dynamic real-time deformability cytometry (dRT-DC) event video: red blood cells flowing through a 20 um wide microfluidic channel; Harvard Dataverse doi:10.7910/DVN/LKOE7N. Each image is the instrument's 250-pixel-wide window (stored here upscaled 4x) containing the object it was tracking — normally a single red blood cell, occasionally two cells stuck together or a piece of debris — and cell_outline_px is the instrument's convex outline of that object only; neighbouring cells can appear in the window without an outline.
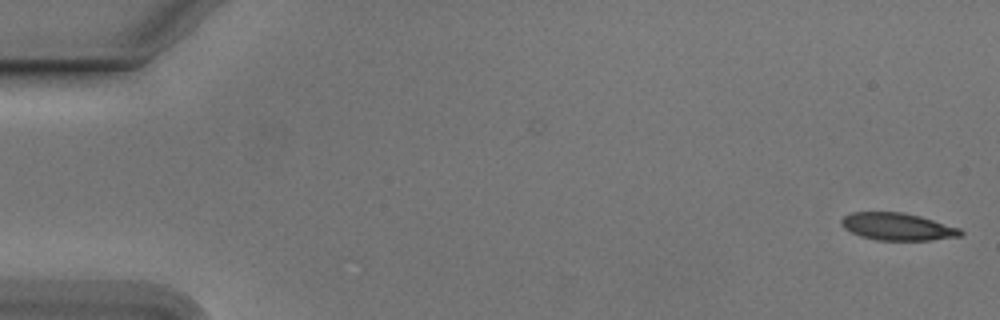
{"species": "Egyptian fruit bat (a non-hibernating species)", "species_latin": "Rousettus aegyptiacus", "temperature_condition": "cold", "stored_images_in_passage": 54, "camera_frame_rate_fps": 3000, "um_per_image_px": 0.085, "animal": {"sex": "male"}, "frame": {"image": 1, "passage_image": 1, "time_ms": 0.0, "image_size_px": [1000, 320], "cell_outline_px": [[964, 232], [960, 236], [932, 240], [876, 240], [860, 236], [844, 228], [840, 224], [840, 220], [844, 216], [852, 212], [904, 212], [920, 216], [960, 228]], "centroid_in_image_um": [76.27, 19.26], "position_along_channel_um": 8.7, "area_um2": 19.02}}
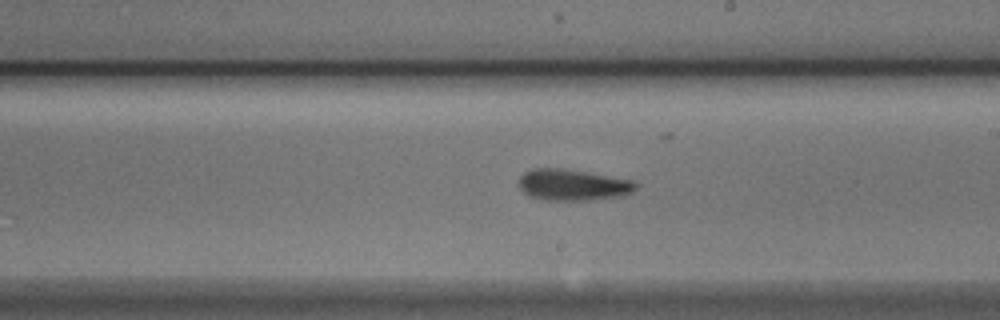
{"frame": {"image": 2, "passage_image": 31, "time_ms": 10.0, "image_size_px": [1000, 320], "cell_outline_px": [[640, 184], [632, 192], [624, 196], [588, 200], [548, 200], [528, 196], [516, 184], [520, 176], [524, 172], [532, 168], [560, 168], [588, 172], [636, 180]], "centroid_in_image_um": [48.71, 15.71], "position_along_channel_um": 240.3, "area_um2": 21.73}}
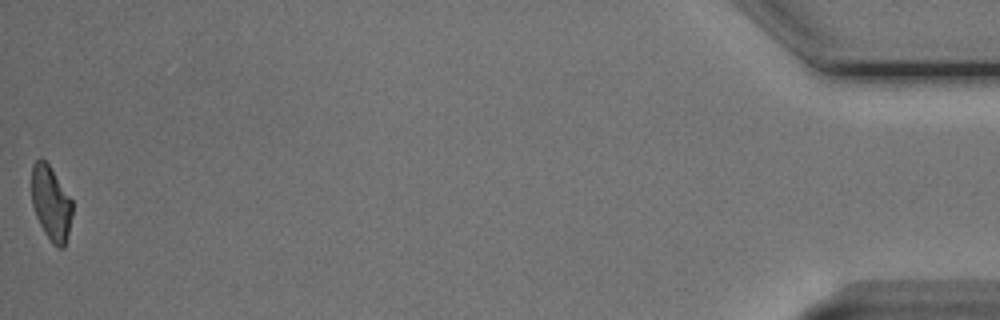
{"frame": {"image": 3, "passage_image": 54, "time_ms": 17.667, "image_size_px": [1000, 320], "cell_outline_px": [[72, 216], [64, 248], [56, 248], [52, 244], [44, 232], [36, 216], [32, 204], [32, 164], [40, 156], [48, 164], [72, 200]], "centroid_in_image_um": [4.33, 17.29], "position_along_channel_um": 430.9, "area_um2": 17.57}, "authors_computed_cell_mechanics": {"area_um2": 20.1144, "velocity_mm_per_s": 3.7683, "shape_relaxation_time_tau1_ms": 4.452, "shape_relaxation_time_tau2_ms": 6.2311, "deformation_change_tau1": 0.1302, "deformation_change_tau2": 0.1604}}